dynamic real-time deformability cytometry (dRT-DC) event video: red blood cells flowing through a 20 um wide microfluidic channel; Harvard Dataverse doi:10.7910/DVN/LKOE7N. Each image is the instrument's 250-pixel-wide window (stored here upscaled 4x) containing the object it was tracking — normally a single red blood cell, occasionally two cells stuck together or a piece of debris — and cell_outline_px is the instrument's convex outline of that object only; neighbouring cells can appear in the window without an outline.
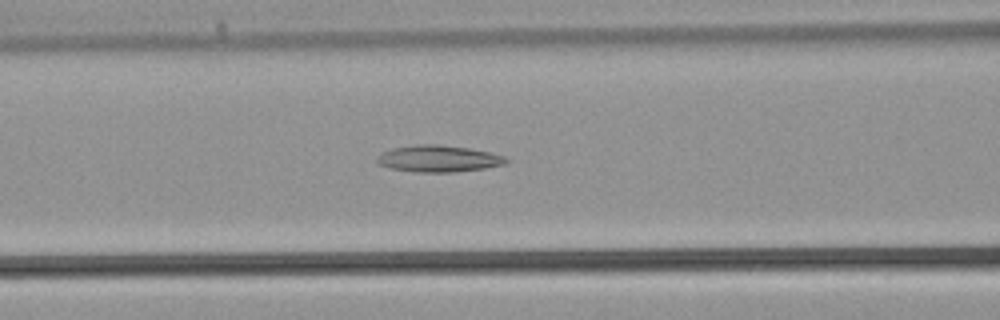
{"species": "common noctule bat (a hibernating species)", "species_latin": "Nyctalus noctula", "temperature_condition": "warm", "stored_images_in_passage": 37, "camera_frame_rate_fps": 3000, "um_per_image_px": 0.085, "animal": {"sex": "male", "body_mass_g": 21.5, "forearm_length_mm": 52.0}, "frame": {"image": 1, "passage_image": 14, "time_ms": 4.333, "image_size_px": [1000, 320], "cell_outline_px": [[508, 164], [484, 168], [456, 172], [416, 172], [388, 168], [380, 164], [376, 160], [376, 156], [380, 152], [392, 148], [416, 144], [440, 144], [468, 148], [492, 152], [504, 156], [508, 160]], "centroid_in_image_um": [37.26, 13.48], "position_along_channel_um": 129.3, "area_um2": 20.35}}
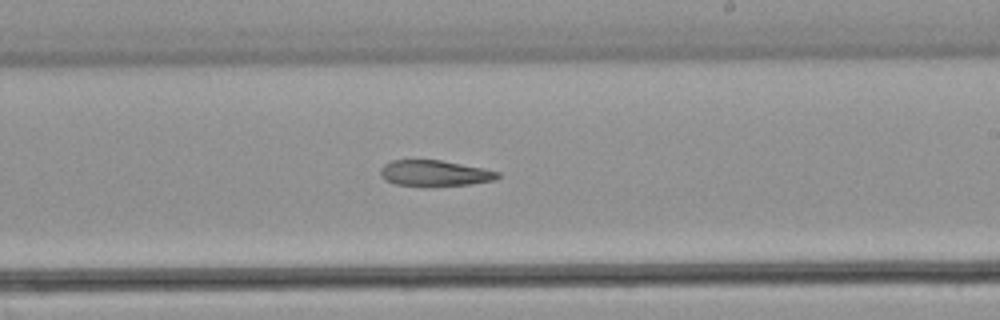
{"frame": {"image": 2, "passage_image": 21, "time_ms": 6.667, "image_size_px": [1000, 320], "cell_outline_px": [[500, 176], [492, 180], [468, 184], [424, 188], [396, 184], [384, 180], [380, 172], [380, 168], [384, 164], [392, 160], [440, 160], [484, 168], [500, 172]], "centroid_in_image_um": [36.9, 14.74], "position_along_channel_um": 252.1, "area_um2": 18.03}}
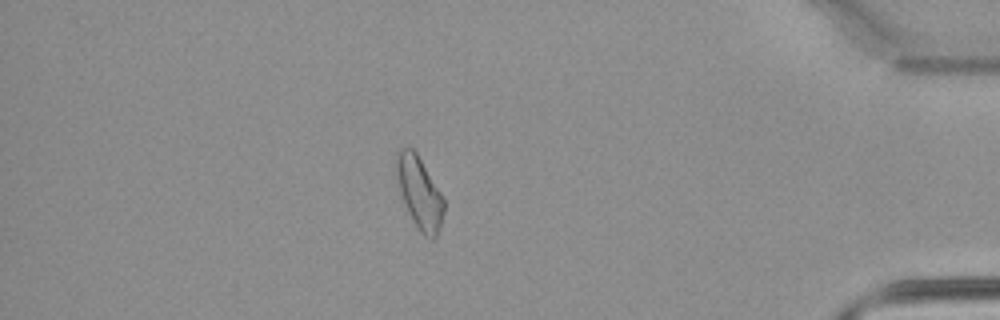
{"frame": {"image": 3, "passage_image": 32, "time_ms": 10.333, "image_size_px": [1000, 320], "cell_outline_px": [[444, 212], [436, 236], [432, 240], [424, 236], [420, 232], [412, 220], [408, 212], [400, 192], [396, 172], [396, 152], [404, 144], [412, 148], [416, 152], [440, 192], [444, 200]], "centroid_in_image_um": [35.63, 16.35], "position_along_channel_um": 399.6, "area_um2": 19.77}}